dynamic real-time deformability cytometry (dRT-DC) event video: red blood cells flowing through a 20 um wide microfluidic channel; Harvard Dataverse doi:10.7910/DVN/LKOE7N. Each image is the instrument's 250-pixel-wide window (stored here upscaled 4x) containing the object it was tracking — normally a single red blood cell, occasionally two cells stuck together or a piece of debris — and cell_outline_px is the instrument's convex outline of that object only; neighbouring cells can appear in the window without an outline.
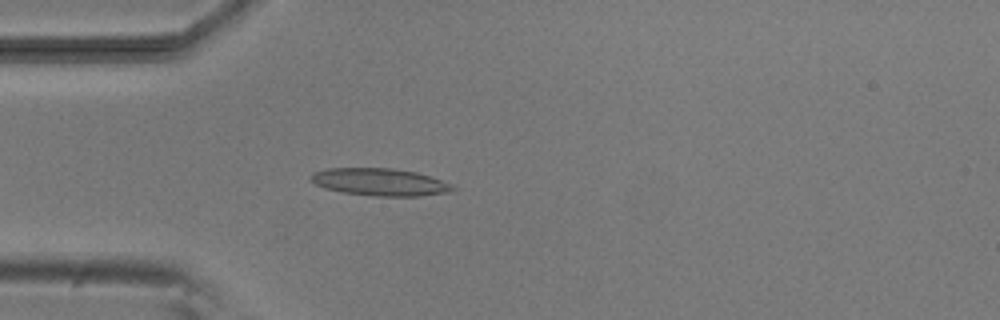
{"species": "common noctule bat (a hibernating species)", "species_latin": "Nyctalus noctula", "temperature_condition": "room temperature", "stored_images_in_passage": 4, "camera_frame_rate_fps": 3000, "um_per_image_px": 0.085, "animal": {"sex": "male", "body_mass_g": 20.5, "forearm_length_mm": 52.5}, "frame": {"image": 1, "passage_image": 4, "time_ms": 4.333, "image_size_px": [1000, 320], "cell_outline_px": [[456, 188], [452, 192], [420, 196], [372, 196], [344, 192], [324, 188], [316, 184], [312, 180], [312, 172], [328, 168], [392, 168], [416, 172], [452, 184]], "centroid_in_image_um": [32.32, 15.48], "position_along_channel_um": 52.7, "area_um2": 22.54}}